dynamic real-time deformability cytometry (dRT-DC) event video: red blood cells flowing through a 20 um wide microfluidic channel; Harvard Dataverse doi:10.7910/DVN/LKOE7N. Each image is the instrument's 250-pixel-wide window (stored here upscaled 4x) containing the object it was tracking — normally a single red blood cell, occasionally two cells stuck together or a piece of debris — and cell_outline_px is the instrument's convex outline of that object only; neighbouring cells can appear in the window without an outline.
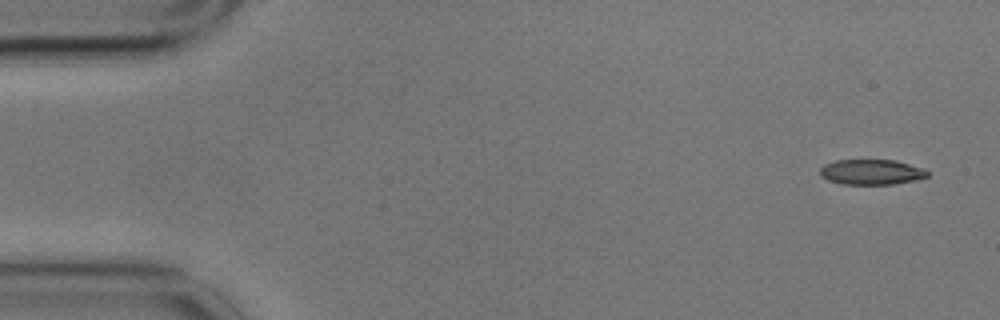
{"species": "common noctule bat (a hibernating species)", "species_latin": "Nyctalus noctula", "temperature_condition": "cold", "stored_images_in_passage": 6, "camera_frame_rate_fps": 3000, "um_per_image_px": 0.085, "animal": {"sex": "male", "body_mass_g": 17.9}, "frame": {"image": 1, "passage_image": 1, "time_ms": 0.0, "image_size_px": [1000, 320], "cell_outline_px": [[928, 176], [916, 180], [892, 184], [844, 184], [828, 180], [820, 176], [820, 168], [824, 164], [836, 160], [896, 160], [924, 168], [928, 172]], "centroid_in_image_um": [74.07, 14.62], "position_along_channel_um": 10.9, "area_um2": 15.84}}
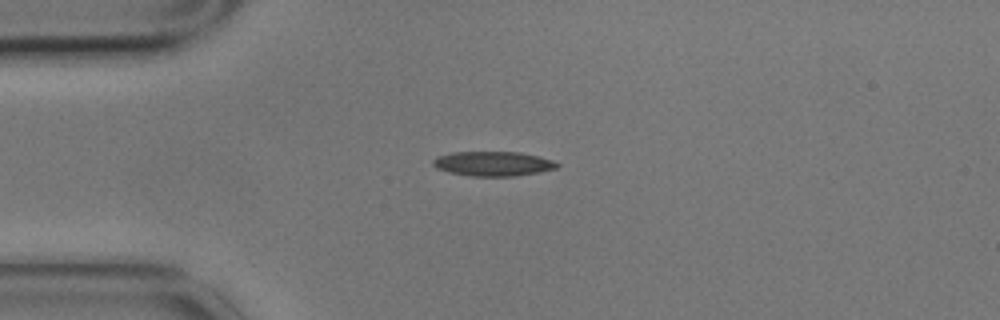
{"frame": {"image": 2, "passage_image": 4, "time_ms": 1.0, "image_size_px": [1000, 320], "cell_outline_px": [[560, 164], [556, 168], [540, 172], [516, 176], [472, 176], [448, 172], [436, 168], [432, 164], [432, 160], [436, 156], [452, 152], [520, 152], [540, 156], [552, 160]], "centroid_in_image_um": [41.9, 13.91], "position_along_channel_um": 43.1, "area_um2": 17.92}}